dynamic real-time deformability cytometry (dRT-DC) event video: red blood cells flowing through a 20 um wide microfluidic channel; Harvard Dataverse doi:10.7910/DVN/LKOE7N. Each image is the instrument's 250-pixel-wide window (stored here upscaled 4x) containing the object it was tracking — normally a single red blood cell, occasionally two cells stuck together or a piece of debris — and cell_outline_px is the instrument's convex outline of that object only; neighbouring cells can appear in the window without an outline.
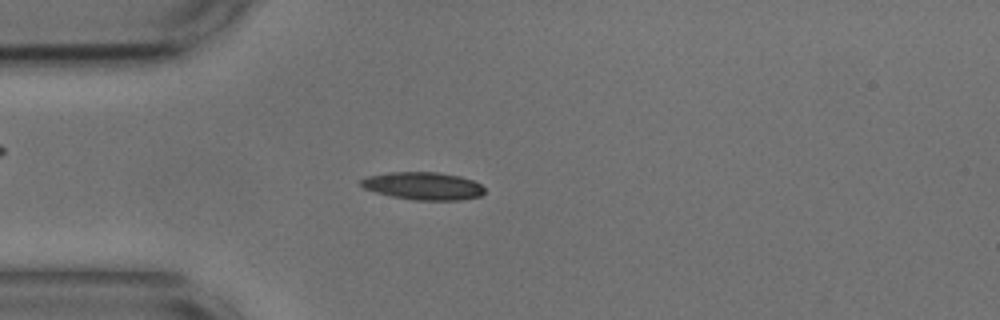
{"species": "common noctule bat (a hibernating species)", "species_latin": "Nyctalus noctula", "temperature_condition": "cold", "stored_images_in_passage": 44, "camera_frame_rate_fps": 3000, "um_per_image_px": 0.085, "animal": {"sex": "male", "body_mass_g": 17.9, "forearm_length_mm": 54.2}, "frame": {"image": 1, "passage_image": 4, "time_ms": 1.0, "image_size_px": [1000, 320], "cell_outline_px": [[484, 192], [480, 196], [460, 200], [412, 200], [392, 196], [376, 192], [364, 188], [360, 184], [360, 180], [364, 176], [392, 172], [436, 172], [460, 176], [472, 180], [480, 184], [484, 188]], "centroid_in_image_um": [35.95, 15.8], "position_along_channel_um": 49.0, "area_um2": 19.94}}
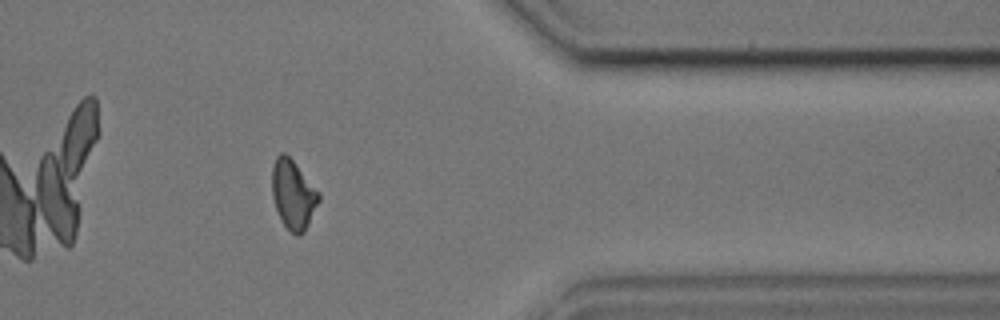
{"frame": {"image": 2, "passage_image": 34, "time_ms": 11.0, "image_size_px": [1000, 320], "cell_outline_px": [[320, 200], [304, 232], [300, 236], [296, 236], [284, 224], [276, 208], [272, 196], [272, 168], [276, 156], [280, 152], [284, 152], [296, 164], [320, 192]], "centroid_in_image_um": [24.93, 16.52], "position_along_channel_um": 386.5, "area_um2": 18.73}}
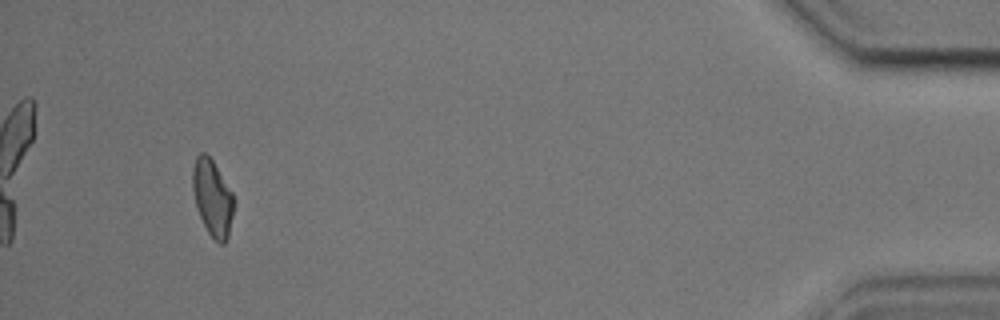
{"frame": {"image": 3, "passage_image": 41, "time_ms": 13.333, "image_size_px": [1000, 320], "cell_outline_px": [[236, 200], [228, 236], [224, 244], [220, 244], [208, 232], [196, 208], [192, 188], [192, 168], [196, 156], [200, 152], [204, 152], [212, 160], [232, 192]], "centroid_in_image_um": [18.06, 16.8], "position_along_channel_um": 417.1, "area_um2": 18.38}, "authors_computed_cell_mechanics": {"area_um2": 19.074, "velocity_mm_per_s": 3.6461, "shape_relaxation_time_tau1_ms": 2.5478, "shape_relaxation_time_tau2_ms": 5.054, "deformation_change_tau1": 0.1328, "deformation_change_tau2": 0.1183}}